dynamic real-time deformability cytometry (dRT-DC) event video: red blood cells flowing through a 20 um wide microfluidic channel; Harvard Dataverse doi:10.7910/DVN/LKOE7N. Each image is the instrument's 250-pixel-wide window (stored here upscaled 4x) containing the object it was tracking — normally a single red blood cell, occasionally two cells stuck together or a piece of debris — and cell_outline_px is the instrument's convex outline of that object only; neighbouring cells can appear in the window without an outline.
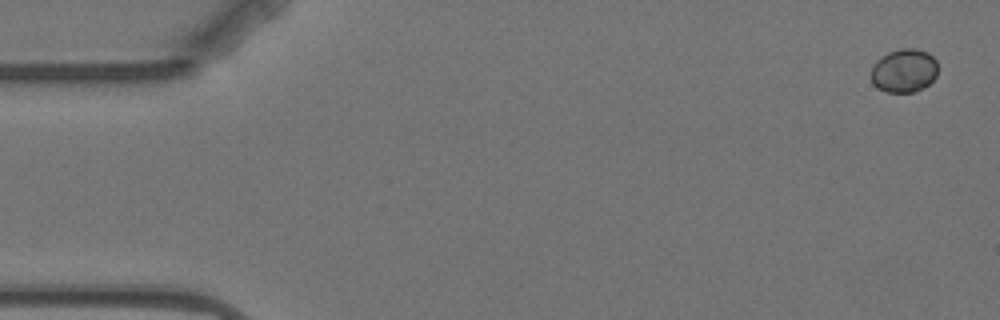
{"species": "Egyptian fruit bat (a non-hibernating species)", "species_latin": "Rousettus aegyptiacus", "temperature_condition": "warm", "stored_images_in_passage": 7, "camera_frame_rate_fps": 3000, "um_per_image_px": 0.085, "animal": {"sex": "female"}, "frame": {"image": 1, "passage_image": 1, "time_ms": 0.0, "image_size_px": [1000, 320], "cell_outline_px": [[936, 76], [924, 88], [912, 92], [888, 92], [876, 88], [872, 84], [872, 64], [880, 56], [888, 52], [900, 48], [916, 48], [928, 52], [936, 60]], "centroid_in_image_um": [76.82, 5.99], "position_along_channel_um": 8.2, "area_um2": 17.11}}
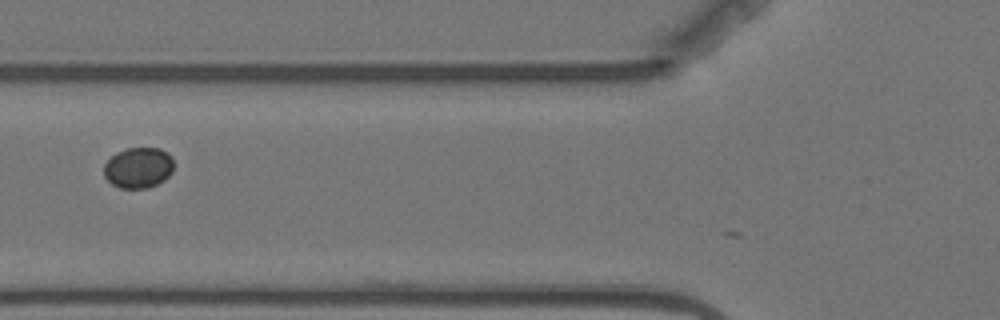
{"frame": {"image": 2, "passage_image": 6, "time_ms": 6.667, "image_size_px": [1000, 320], "cell_outline_px": [[172, 172], [164, 180], [148, 188], [120, 188], [112, 184], [104, 176], [104, 164], [116, 152], [128, 148], [160, 148], [168, 152], [172, 156]], "centroid_in_image_um": [11.76, 14.25], "position_along_channel_um": 114.0, "area_um2": 16.59}}
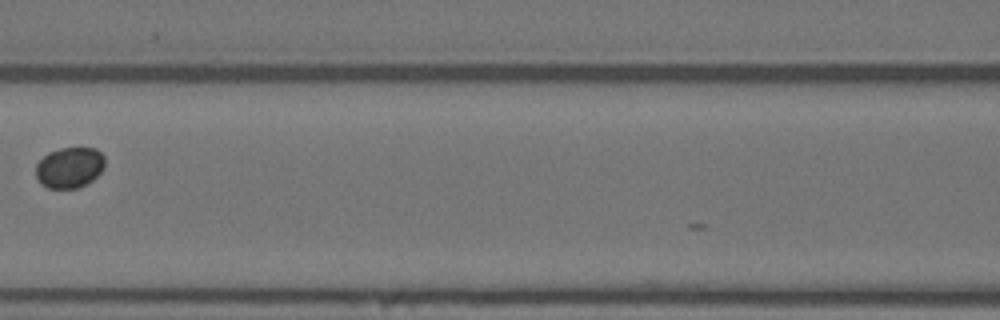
{"frame": {"image": 3, "passage_image": 7, "time_ms": 8.0, "image_size_px": [1000, 320], "cell_outline_px": [[104, 168], [88, 184], [80, 188], [48, 188], [40, 184], [36, 176], [36, 164], [48, 152], [60, 148], [96, 148], [104, 156]], "centroid_in_image_um": [5.91, 14.25], "position_along_channel_um": 160.7, "area_um2": 16.53}}